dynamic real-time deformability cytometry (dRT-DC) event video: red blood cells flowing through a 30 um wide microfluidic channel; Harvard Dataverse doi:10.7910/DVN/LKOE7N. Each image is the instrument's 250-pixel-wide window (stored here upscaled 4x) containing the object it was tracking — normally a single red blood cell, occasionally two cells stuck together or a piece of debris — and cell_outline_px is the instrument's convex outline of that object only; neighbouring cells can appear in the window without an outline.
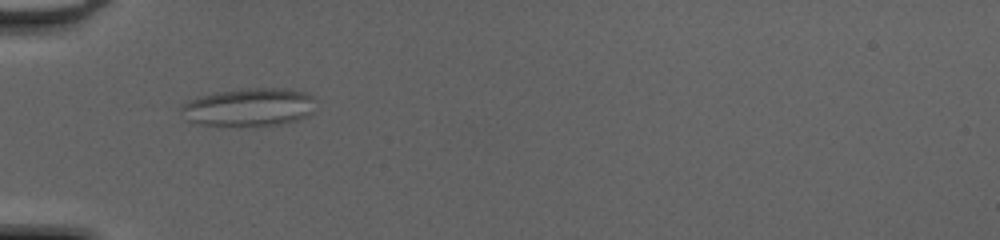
{"species": "common noctule bat (a hibernating species)", "species_latin": "Nyctalus noctula", "temperature_condition": "cold", "stored_images_in_passage": 52, "camera_frame_rate_fps": 3000, "um_per_image_px": 0.085, "animal": {"sex": "female", "body_mass_g": 20.0, "forearm_length_mm": 54.0}, "frame": {"image": 1, "passage_image": 19, "time_ms": 6.0, "image_size_px": [1000, 240], "cell_outline_px": [[312, 112], [296, 120], [280, 124], [256, 128], [200, 124], [188, 120], [180, 108], [184, 104], [200, 96], [220, 92], [256, 88], [288, 88], [312, 96]], "centroid_in_image_um": [21.16, 9.15], "position_along_channel_um": 63.8, "area_um2": 29.59}}
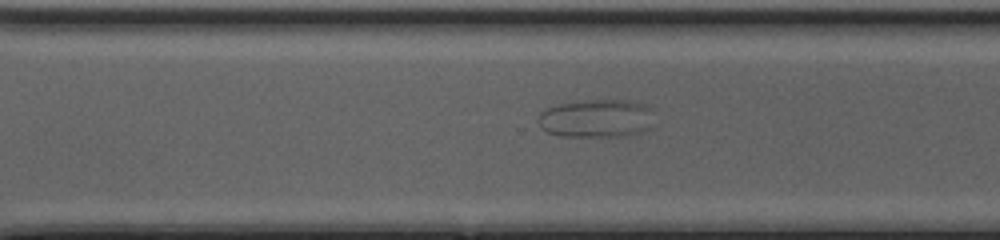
{"frame": {"image": 2, "passage_image": 38, "time_ms": 12.333, "image_size_px": [1000, 240], "cell_outline_px": [[648, 108], [640, 132], [624, 136], [560, 136], [548, 132], [540, 124], [540, 112], [548, 108], [560, 104], [588, 100], [628, 100], [640, 104]], "centroid_in_image_um": [50.52, 10.06], "position_along_channel_um": 320.1, "area_um2": 24.28}}
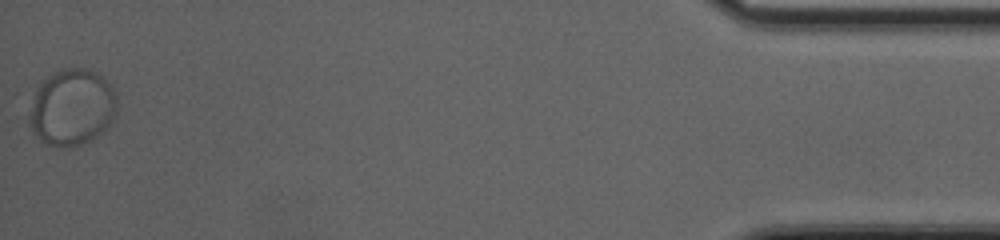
{"frame": {"image": 3, "passage_image": 52, "time_ms": 17.0, "image_size_px": [1000, 240], "cell_outline_px": [[116, 112], [108, 124], [96, 136], [80, 144], [68, 148], [48, 144], [40, 140], [32, 128], [28, 120], [36, 88], [44, 80], [56, 72], [68, 68], [88, 68], [96, 72], [112, 88], [116, 96]], "centroid_in_image_um": [6.1, 9.12], "position_along_channel_um": 429.1, "area_um2": 38.26}}